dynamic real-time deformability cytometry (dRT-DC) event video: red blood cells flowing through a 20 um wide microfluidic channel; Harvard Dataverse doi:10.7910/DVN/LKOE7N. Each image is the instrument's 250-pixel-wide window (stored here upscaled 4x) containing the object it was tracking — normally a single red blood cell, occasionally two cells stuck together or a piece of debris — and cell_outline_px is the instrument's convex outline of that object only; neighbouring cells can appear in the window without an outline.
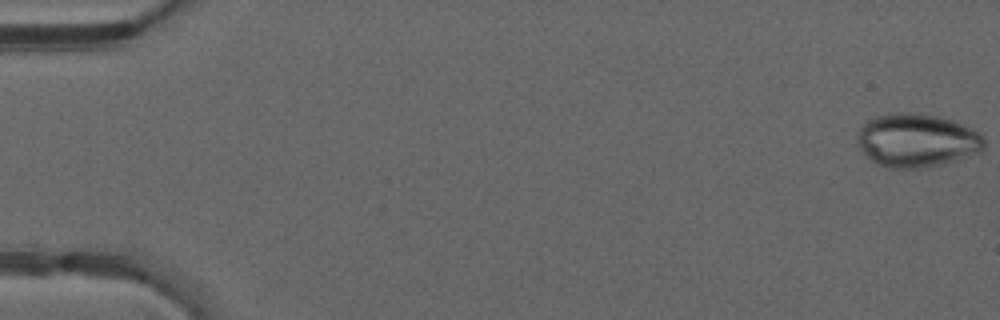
{"species": "common noctule bat (a hibernating species)", "species_latin": "Nyctalus noctula", "temperature_condition": "warm", "stored_images_in_passage": 8, "camera_frame_rate_fps": 3000, "um_per_image_px": 0.085, "animal": {"sex": "male", "forearm_length_mm": 52.5}, "frame": {"image": 1, "passage_image": 1, "time_ms": 0.0, "image_size_px": [1000, 320], "cell_outline_px": [[984, 148], [980, 152], [956, 160], [940, 164], [916, 168], [892, 168], [876, 164], [864, 152], [860, 144], [856, 132], [868, 120], [876, 116], [900, 112], [912, 112], [936, 116], [952, 120], [964, 124], [980, 132], [984, 140]], "centroid_in_image_um": [77.96, 11.92], "position_along_channel_um": 7.0, "area_um2": 39.25}}